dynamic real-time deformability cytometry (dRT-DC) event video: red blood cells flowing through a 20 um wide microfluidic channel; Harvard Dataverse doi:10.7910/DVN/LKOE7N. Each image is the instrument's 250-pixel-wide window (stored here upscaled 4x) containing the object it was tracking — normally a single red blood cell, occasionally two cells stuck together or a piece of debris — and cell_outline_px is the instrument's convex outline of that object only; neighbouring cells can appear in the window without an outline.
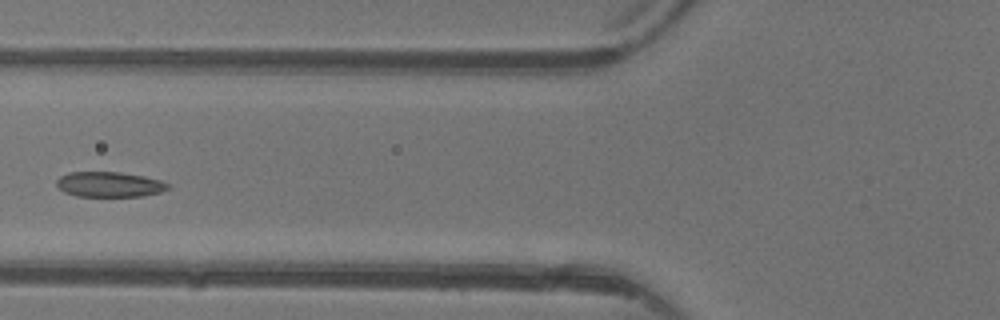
{"species": "common noctule bat (a hibernating species)", "species_latin": "Nyctalus noctula", "temperature_condition": "warm", "stored_images_in_passage": 4, "camera_frame_rate_fps": 3000, "um_per_image_px": 0.085, "animal": {"sex": "female"}, "frame": {"image": 1, "passage_image": 4, "time_ms": 3.667, "image_size_px": [1000, 320], "cell_outline_px": [[172, 188], [160, 192], [144, 196], [76, 196], [64, 192], [56, 188], [56, 180], [60, 176], [68, 172], [120, 172], [144, 176], [160, 180], [172, 184]], "centroid_in_image_um": [9.31, 15.67], "position_along_channel_um": 116.5, "area_um2": 16.65}}